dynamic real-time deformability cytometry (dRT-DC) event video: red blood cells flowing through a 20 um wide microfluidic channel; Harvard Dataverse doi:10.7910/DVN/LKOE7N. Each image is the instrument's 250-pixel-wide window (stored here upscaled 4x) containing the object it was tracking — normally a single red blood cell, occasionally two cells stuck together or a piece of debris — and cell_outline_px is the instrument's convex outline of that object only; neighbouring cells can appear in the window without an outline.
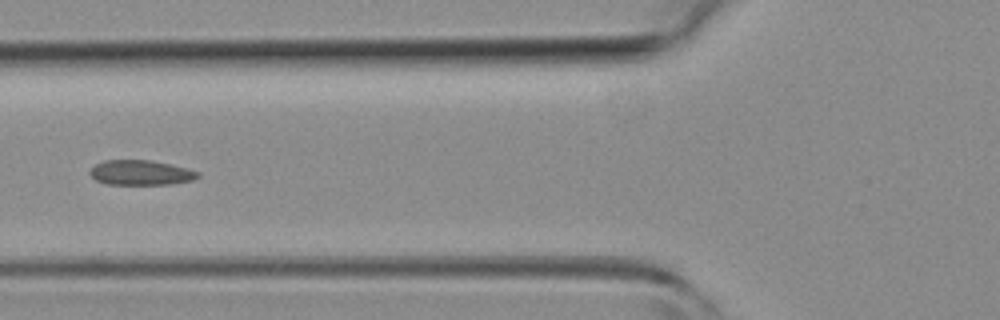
{"species": "common noctule bat (a hibernating species)", "species_latin": "Nyctalus noctula", "temperature_condition": "room temperature", "stored_images_in_passage": 46, "camera_frame_rate_fps": 3000, "um_per_image_px": 0.085, "animal": {"sex": "female", "body_mass_g": 19.3, "forearm_length_mm": 54.1}, "frame": {"image": 1, "passage_image": 17, "time_ms": 5.333, "image_size_px": [1000, 320], "cell_outline_px": [[200, 176], [192, 180], [172, 184], [108, 184], [96, 180], [88, 172], [96, 164], [104, 160], [148, 160], [188, 168], [200, 172]], "centroid_in_image_um": [11.98, 14.67], "position_along_channel_um": 113.8, "area_um2": 15.55}}
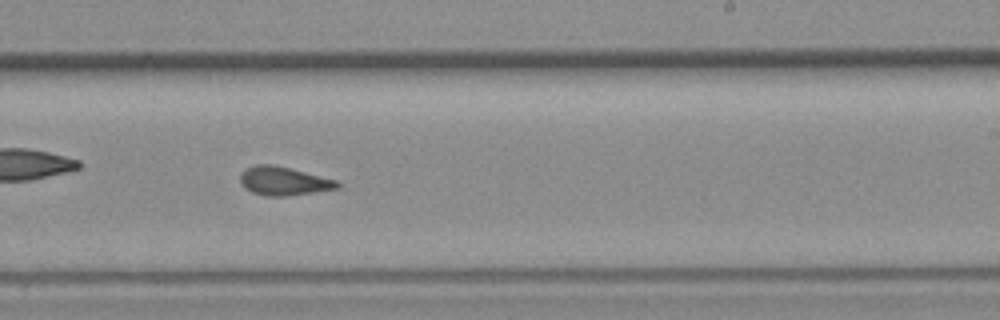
{"frame": {"image": 2, "passage_image": 27, "time_ms": 8.667, "image_size_px": [1000, 320], "cell_outline_px": [[340, 188], [284, 196], [264, 196], [252, 192], [244, 188], [240, 180], [240, 172], [256, 164], [272, 164], [336, 180], [340, 184]], "centroid_in_image_um": [24.07, 15.39], "position_along_channel_um": 264.9, "area_um2": 15.95}}
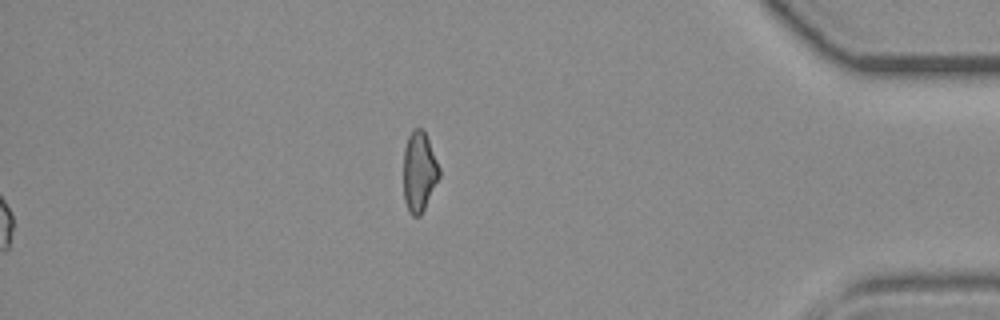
{"frame": {"image": 3, "passage_image": 46, "time_ms": 15.0, "image_size_px": [1000, 320], "cell_outline_px": [[440, 176], [420, 216], [412, 216], [408, 212], [404, 200], [404, 148], [408, 136], [412, 128], [424, 128], [440, 168]], "centroid_in_image_um": [35.62, 14.56], "position_along_channel_um": 399.6, "area_um2": 16.82}}